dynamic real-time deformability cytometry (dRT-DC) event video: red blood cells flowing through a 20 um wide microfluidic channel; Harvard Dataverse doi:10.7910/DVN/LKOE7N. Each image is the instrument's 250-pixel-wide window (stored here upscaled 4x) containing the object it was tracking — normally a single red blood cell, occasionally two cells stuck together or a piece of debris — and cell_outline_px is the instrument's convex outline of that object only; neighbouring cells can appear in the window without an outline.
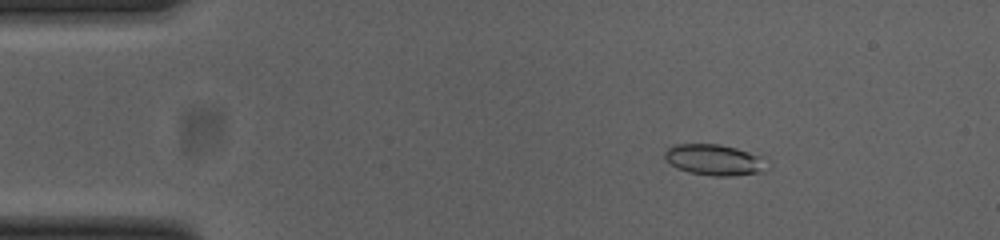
{"species": "common noctule bat (a hibernating species)", "species_latin": "Nyctalus noctula", "temperature_condition": "cold", "stored_images_in_passage": 50, "camera_frame_rate_fps": 3000, "um_per_image_px": 0.085, "animal": {"sex": "female", "body_mass_g": 23.0, "forearm_length_mm": 53.4}, "frame": {"image": 1, "passage_image": 5, "time_ms": 1.333, "image_size_px": [1000, 240], "cell_outline_px": [[772, 168], [764, 172], [732, 176], [712, 176], [688, 172], [676, 168], [664, 156], [664, 152], [668, 148], [676, 144], [720, 144], [736, 148], [764, 156], [772, 164]], "centroid_in_image_um": [60.86, 13.6], "position_along_channel_um": 24.1, "area_um2": 19.02}}
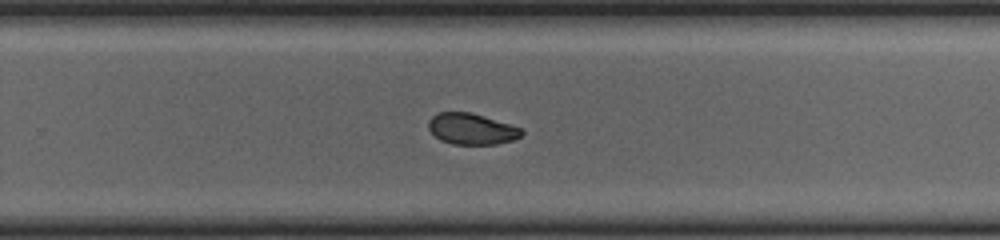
{"frame": {"image": 2, "passage_image": 31, "time_ms": 10.0, "image_size_px": [1000, 240], "cell_outline_px": [[524, 132], [520, 136], [512, 140], [496, 144], [452, 144], [440, 140], [428, 128], [428, 120], [436, 112], [472, 112], [524, 128]], "centroid_in_image_um": [40.1, 10.94], "position_along_channel_um": 289.7, "area_um2": 17.05}}
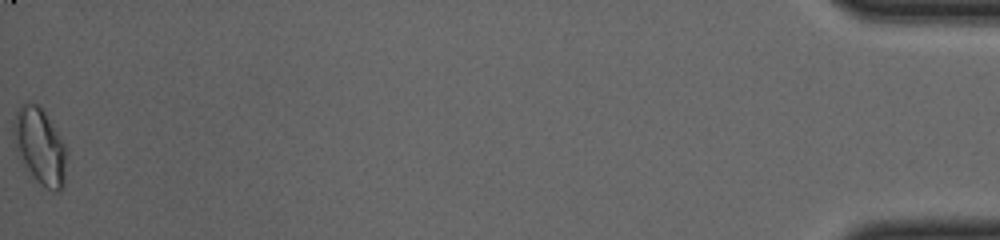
{"frame": {"image": 3, "passage_image": 50, "time_ms": 16.333, "image_size_px": [1000, 240], "cell_outline_px": [[68, 152], [64, 188], [60, 192], [56, 192], [40, 184], [32, 176], [20, 152], [12, 132], [12, 124], [16, 112], [28, 100], [36, 104], [44, 112], [68, 148]], "centroid_in_image_um": [3.46, 12.45], "position_along_channel_um": 431.7, "area_um2": 23.24}, "authors_computed_cell_mechanics": {"area_um2": 18.0625, "velocity_mm_per_s": 3.8652, "shape_relaxation_time_tau1_ms": 6.0377, "shape_relaxation_time_tau2_ms": 3.327, "deformation_change_tau1": 0.1341, "deformation_change_tau2": 0.0532}}